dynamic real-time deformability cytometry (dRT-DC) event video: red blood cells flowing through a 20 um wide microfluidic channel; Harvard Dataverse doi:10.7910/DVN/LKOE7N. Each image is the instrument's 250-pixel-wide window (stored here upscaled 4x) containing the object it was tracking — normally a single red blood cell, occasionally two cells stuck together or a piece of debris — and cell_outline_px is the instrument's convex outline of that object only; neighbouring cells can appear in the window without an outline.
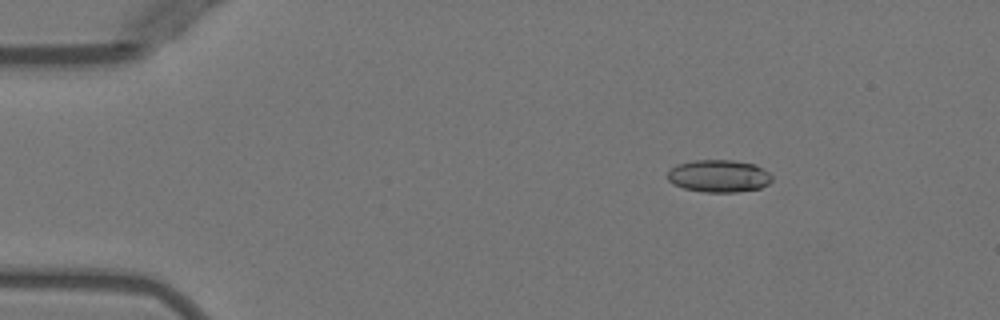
{"species": "Egyptian fruit bat (a non-hibernating species)", "species_latin": "Rousettus aegyptiacus", "temperature_condition": "warm", "stored_images_in_passage": 51, "camera_frame_rate_fps": 3000, "um_per_image_px": 0.085, "animal": {"sex": "female"}, "frame": {"image": 1, "passage_image": 8, "time_ms": 2.333, "image_size_px": [1000, 320], "cell_outline_px": [[772, 180], [768, 184], [760, 188], [736, 192], [704, 192], [684, 188], [672, 184], [668, 180], [668, 172], [676, 164], [692, 160], [732, 160], [756, 164], [768, 172], [772, 176]], "centroid_in_image_um": [61.1, 14.95], "position_along_channel_um": 23.9, "area_um2": 19.83}}
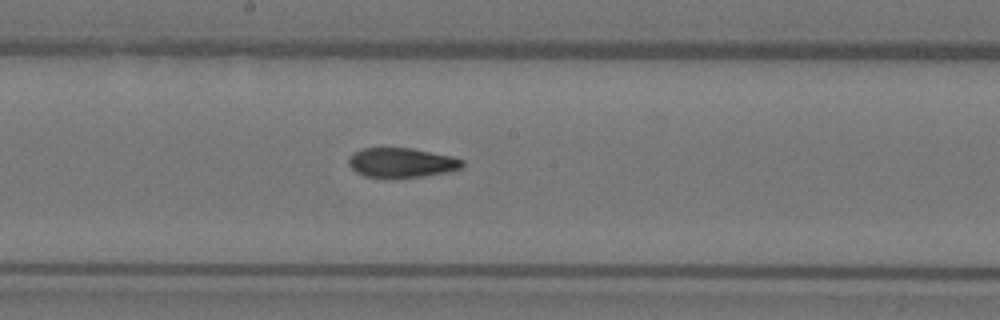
{"frame": {"image": 2, "passage_image": 28, "time_ms": 9.0, "image_size_px": [1000, 320], "cell_outline_px": [[464, 164], [460, 168], [444, 172], [424, 176], [364, 176], [356, 172], [348, 164], [348, 160], [356, 152], [364, 148], [412, 148], [452, 156], [464, 160]], "centroid_in_image_um": [34.15, 13.8], "position_along_channel_um": 214.0, "area_um2": 19.02}}
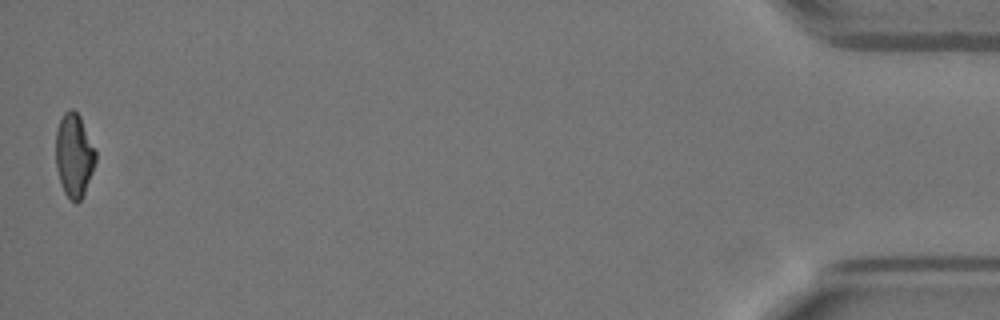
{"frame": {"image": 3, "passage_image": 51, "time_ms": 16.667, "image_size_px": [1000, 320], "cell_outline_px": [[96, 160], [92, 172], [84, 192], [80, 200], [76, 204], [64, 192], [56, 168], [56, 132], [60, 120], [64, 112], [68, 108], [72, 108], [80, 116], [96, 148]], "centroid_in_image_um": [6.3, 13.16], "position_along_channel_um": 428.9, "area_um2": 19.36}, "authors_computed_cell_mechanics": {"area_um2": 20.0566, "velocity_mm_per_s": 4.0022, "shape_relaxation_time_tau1_ms": null, "shape_relaxation_time_tau2_ms": 2.3343, "deformation_change_tau1": null, "deformation_change_tau2": 0.0888}}